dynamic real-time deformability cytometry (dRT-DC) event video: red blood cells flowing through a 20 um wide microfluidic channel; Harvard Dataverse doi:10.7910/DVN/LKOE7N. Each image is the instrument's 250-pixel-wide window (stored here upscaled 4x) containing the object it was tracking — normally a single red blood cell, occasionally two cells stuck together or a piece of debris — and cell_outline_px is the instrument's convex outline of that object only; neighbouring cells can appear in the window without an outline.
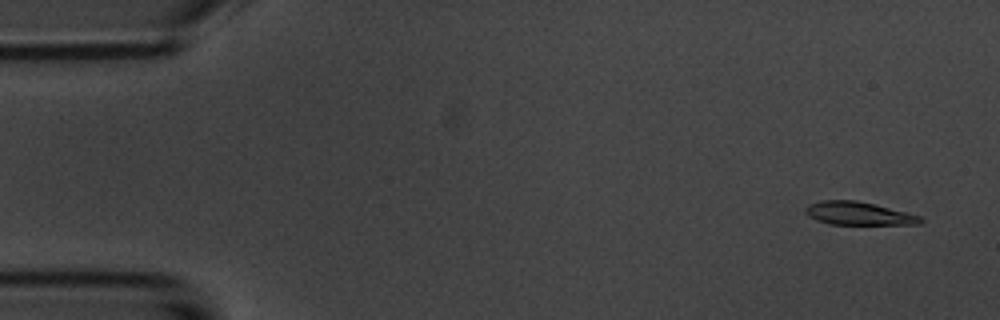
{"species": "common noctule bat (a hibernating species)", "species_latin": "Nyctalus noctula", "temperature_condition": "room temperature", "stored_images_in_passage": 5, "camera_frame_rate_fps": 3000, "um_per_image_px": 0.085, "animal": {"sex": "male", "body_mass_g": 20.1, "forearm_length_mm": 53.5}, "frame": {"image": 1, "passage_image": 1, "time_ms": 0.0, "image_size_px": [1000, 320], "cell_outline_px": [[924, 220], [920, 224], [828, 224], [816, 220], [808, 216], [804, 212], [804, 208], [808, 204], [824, 200], [856, 200], [920, 216]], "centroid_in_image_um": [72.9, 18.15], "position_along_channel_um": 12.1, "area_um2": 15.32}}
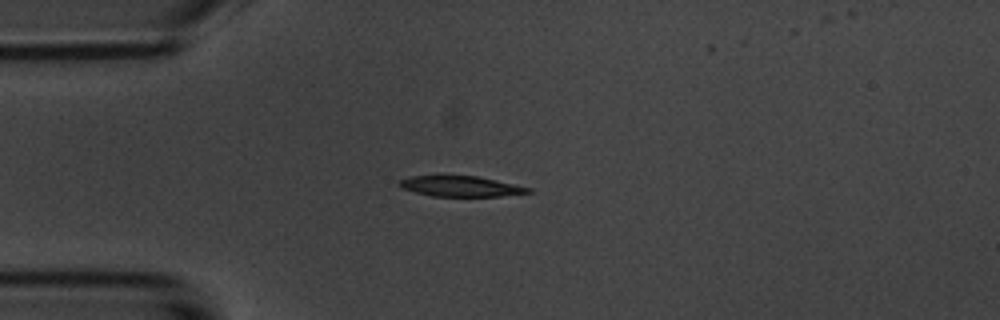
{"frame": {"image": 2, "passage_image": 4, "time_ms": 3.667, "image_size_px": [1000, 320], "cell_outline_px": [[532, 192], [500, 196], [432, 196], [400, 188], [396, 184], [400, 180], [408, 176], [476, 176], [532, 188]], "centroid_in_image_um": [39.11, 15.84], "position_along_channel_um": 45.9, "area_um2": 15.26}}